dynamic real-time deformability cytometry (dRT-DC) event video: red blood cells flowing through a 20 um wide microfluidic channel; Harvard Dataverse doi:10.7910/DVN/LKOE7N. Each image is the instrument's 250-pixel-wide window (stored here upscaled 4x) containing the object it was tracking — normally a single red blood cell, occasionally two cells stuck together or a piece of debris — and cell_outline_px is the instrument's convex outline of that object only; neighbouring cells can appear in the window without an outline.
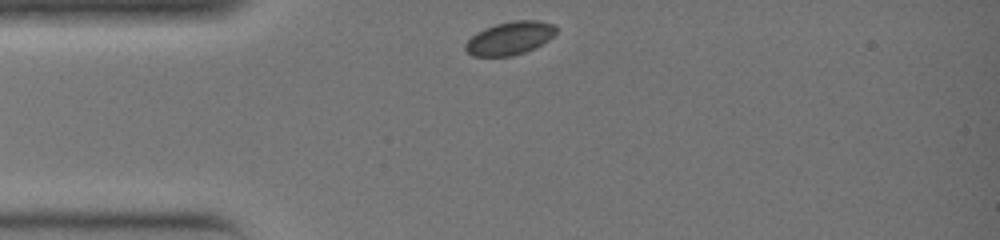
{"species": "common noctule bat (a hibernating species)", "species_latin": "Nyctalus noctula", "temperature_condition": "warm", "stored_images_in_passage": 24, "camera_frame_rate_fps": 3000, "um_per_image_px": 0.085, "animal": {"sex": "female", "body_mass_g": 19.0, "forearm_length_mm": 51.5}, "frame": {"image": 1, "passage_image": 1, "time_ms": 0.0, "image_size_px": [1000, 240], "cell_outline_px": [[556, 32], [548, 40], [524, 52], [512, 56], [472, 56], [464, 48], [464, 44], [476, 32], [484, 28], [496, 24], [516, 20], [540, 20], [556, 24]], "centroid_in_image_um": [43.32, 3.23], "position_along_channel_um": 41.7, "area_um2": 17.46}}
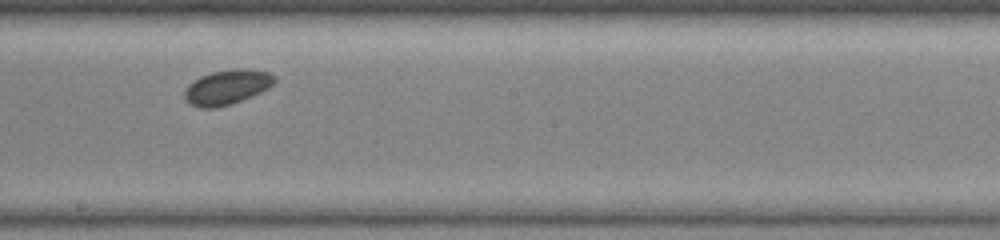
{"frame": {"image": 2, "passage_image": 13, "time_ms": 4.0, "image_size_px": [1000, 240], "cell_outline_px": [[276, 80], [268, 88], [252, 96], [232, 104], [216, 108], [200, 108], [184, 100], [184, 88], [188, 84], [200, 76], [212, 72], [236, 68], [244, 68], [272, 72], [276, 76]], "centroid_in_image_um": [19.3, 7.4], "position_along_channel_um": 228.9, "area_um2": 18.5}}
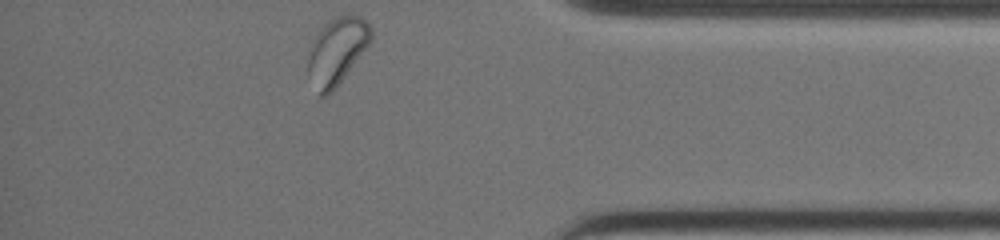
{"frame": {"image": 3, "passage_image": 24, "time_ms": 7.667, "image_size_px": [1000, 240], "cell_outline_px": [[372, 40], [332, 92], [328, 96], [316, 96], [308, 72], [308, 48], [316, 32], [328, 20], [344, 12], [360, 16], [372, 28]], "centroid_in_image_um": [28.6, 4.31], "position_along_channel_um": 406.6, "area_um2": 25.03}}